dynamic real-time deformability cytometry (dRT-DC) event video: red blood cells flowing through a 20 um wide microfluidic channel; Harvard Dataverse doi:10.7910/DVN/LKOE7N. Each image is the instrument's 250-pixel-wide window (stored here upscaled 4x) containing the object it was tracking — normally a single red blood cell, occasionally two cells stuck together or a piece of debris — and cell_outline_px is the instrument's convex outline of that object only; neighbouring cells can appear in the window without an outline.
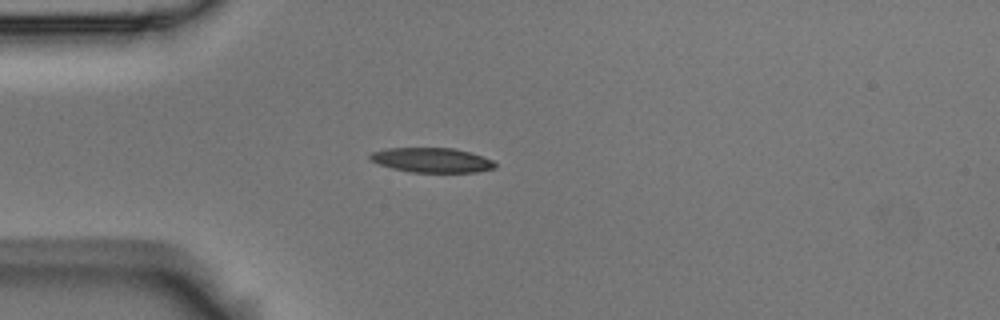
{"species": "Egyptian fruit bat (a non-hibernating species)", "species_latin": "Rousettus aegyptiacus", "temperature_condition": "room temperature", "stored_images_in_passage": 43, "camera_frame_rate_fps": 3000, "um_per_image_px": 0.085, "animal": {"sex": "male"}, "frame": {"image": 1, "passage_image": 1, "time_ms": 0.0, "image_size_px": [1000, 320], "cell_outline_px": [[496, 168], [476, 172], [412, 172], [392, 168], [380, 164], [372, 160], [368, 156], [372, 152], [388, 148], [452, 148], [468, 152], [492, 160], [496, 164]], "centroid_in_image_um": [36.7, 13.61], "position_along_channel_um": 48.3, "area_um2": 17.69}}
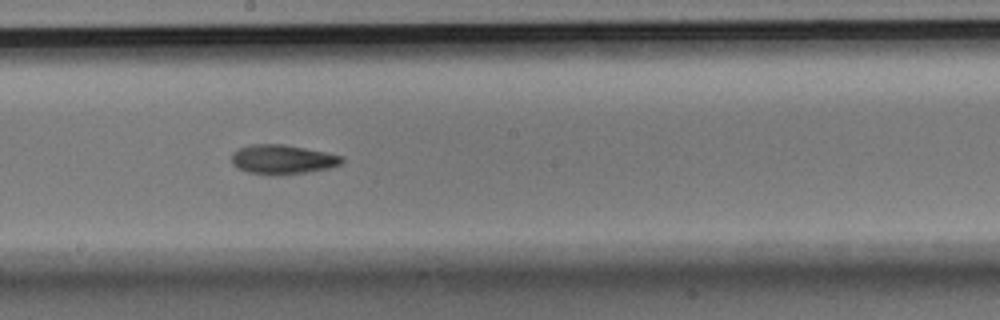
{"frame": {"image": 2, "passage_image": 17, "time_ms": 5.333, "image_size_px": [1000, 320], "cell_outline_px": [[344, 160], [340, 164], [328, 168], [304, 172], [276, 176], [272, 176], [248, 172], [232, 164], [232, 152], [240, 148], [252, 144], [284, 144], [344, 156]], "centroid_in_image_um": [24.0, 13.55], "position_along_channel_um": 224.2, "area_um2": 18.79}}
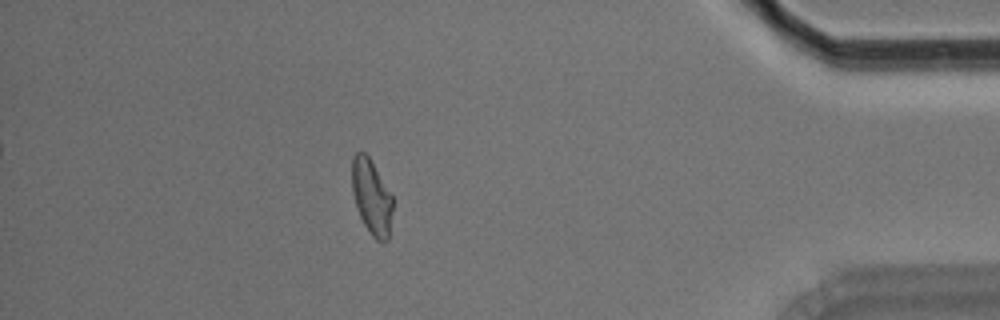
{"frame": {"image": 3, "passage_image": 36, "time_ms": 11.667, "image_size_px": [1000, 320], "cell_outline_px": [[392, 212], [388, 240], [384, 244], [380, 244], [372, 236], [364, 224], [356, 208], [352, 192], [352, 160], [356, 152], [364, 152], [368, 156], [392, 196]], "centroid_in_image_um": [31.58, 16.8], "position_along_channel_um": 403.6, "area_um2": 17.74}, "authors_computed_cell_mechanics": {"area_um2": 18.496, "velocity_mm_per_s": 3.5221, "shape_relaxation_time_tau1_ms": 5.7683, "shape_relaxation_time_tau2_ms": null, "deformation_change_tau1": 0.1577, "deformation_change_tau2": null}}